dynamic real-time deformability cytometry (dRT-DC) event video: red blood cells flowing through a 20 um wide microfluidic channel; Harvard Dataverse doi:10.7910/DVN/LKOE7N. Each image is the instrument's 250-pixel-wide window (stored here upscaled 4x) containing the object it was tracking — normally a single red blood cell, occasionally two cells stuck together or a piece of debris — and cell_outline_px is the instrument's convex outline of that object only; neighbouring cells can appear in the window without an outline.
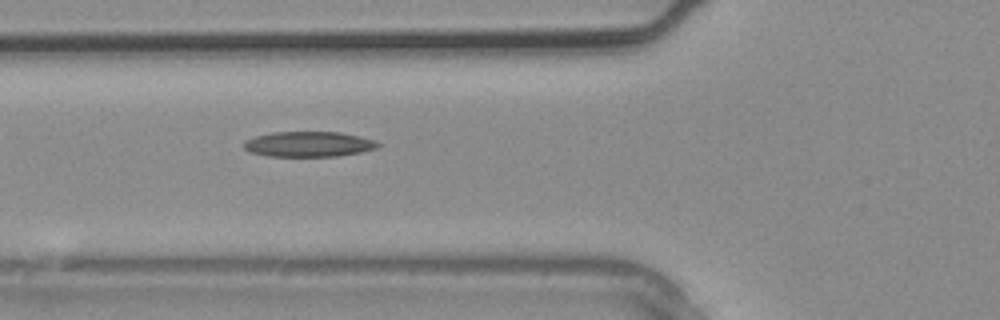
{"species": "common noctule bat (a hibernating species)", "species_latin": "Nyctalus noctula", "temperature_condition": "warm", "stored_images_in_passage": 4, "camera_frame_rate_fps": 3000, "um_per_image_px": 0.085, "animal": {"sex": "male", "body_mass_g": 20.4}, "frame": {"image": 1, "passage_image": 4, "time_ms": 1.0, "image_size_px": [1000, 320], "cell_outline_px": [[380, 144], [376, 148], [360, 152], [340, 156], [268, 156], [248, 152], [244, 148], [244, 140], [256, 136], [272, 132], [340, 132], [360, 136], [372, 140]], "centroid_in_image_um": [26.19, 12.25], "position_along_channel_um": 99.6, "area_um2": 19.71}}